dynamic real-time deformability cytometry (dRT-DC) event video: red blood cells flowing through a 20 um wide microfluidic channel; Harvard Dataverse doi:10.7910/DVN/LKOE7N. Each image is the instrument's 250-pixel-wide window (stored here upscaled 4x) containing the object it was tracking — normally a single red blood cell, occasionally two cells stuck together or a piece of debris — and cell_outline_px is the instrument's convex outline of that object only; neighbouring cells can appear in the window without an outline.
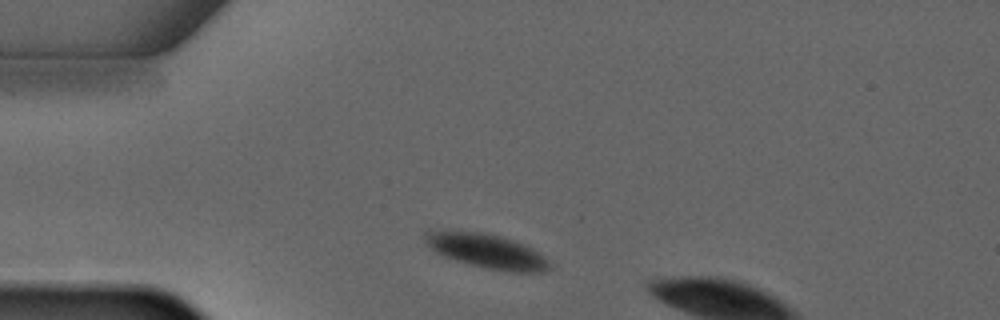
{"species": "common noctule bat (a hibernating species)", "species_latin": "Nyctalus noctula", "temperature_condition": "warm", "stored_images_in_passage": 2, "camera_frame_rate_fps": 3000, "um_per_image_px": 0.085, "animal": {"sex": "male", "forearm_length_mm": 52.5}, "frame": {"image": 1, "passage_image": 1, "time_ms": 0.0, "image_size_px": [1000, 320], "cell_outline_px": [[552, 268], [540, 272], [512, 272], [484, 268], [456, 260], [444, 256], [436, 252], [424, 240], [424, 232], [484, 232], [500, 236], [524, 244], [532, 248], [544, 256], [552, 264]], "centroid_in_image_um": [41.46, 21.37], "position_along_channel_um": 43.5, "area_um2": 24.51}}